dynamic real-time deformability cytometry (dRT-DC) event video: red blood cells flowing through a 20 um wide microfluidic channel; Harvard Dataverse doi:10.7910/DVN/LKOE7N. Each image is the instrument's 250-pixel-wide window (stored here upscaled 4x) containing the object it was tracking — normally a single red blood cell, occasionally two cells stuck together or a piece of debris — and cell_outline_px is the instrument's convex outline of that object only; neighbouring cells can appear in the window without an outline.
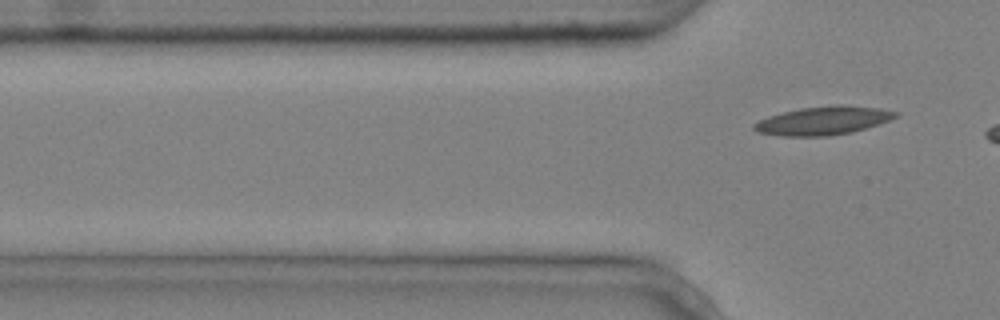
{"species": "common noctule bat (a hibernating species)", "species_latin": "Nyctalus noctula", "temperature_condition": "cold", "stored_images_in_passage": 6, "camera_frame_rate_fps": 3000, "um_per_image_px": 0.085, "animal": {"sex": "male", "body_mass_g": 20.4}, "frame": {"image": 1, "passage_image": 6, "time_ms": 1.667, "image_size_px": [1000, 320], "cell_outline_px": [[900, 116], [852, 132], [828, 136], [780, 136], [760, 132], [752, 128], [752, 124], [768, 116], [800, 108], [836, 104], [844, 104], [880, 108], [900, 112]], "centroid_in_image_um": [69.99, 10.24], "position_along_channel_um": 55.8, "area_um2": 23.47}}